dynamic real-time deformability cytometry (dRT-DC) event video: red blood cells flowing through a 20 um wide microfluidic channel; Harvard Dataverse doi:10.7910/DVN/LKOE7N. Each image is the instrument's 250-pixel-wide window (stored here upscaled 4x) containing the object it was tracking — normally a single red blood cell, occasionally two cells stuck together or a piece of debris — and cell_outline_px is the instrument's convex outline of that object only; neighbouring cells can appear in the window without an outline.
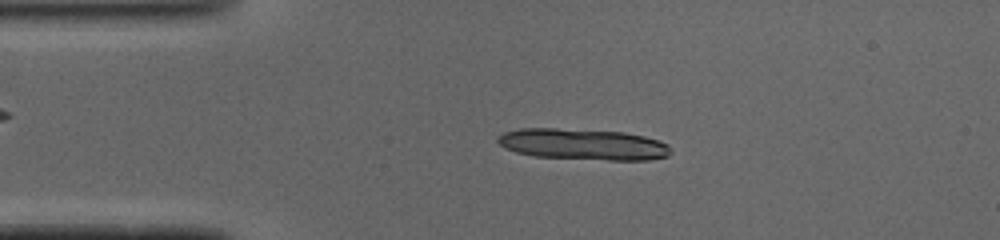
{"species": "common noctule bat (a hibernating species)", "species_latin": "Nyctalus noctula", "temperature_condition": "cold", "stored_images_in_passage": 21, "segment_of_instrument_passage": [1, 2], "camera_frame_rate_fps": 3000, "um_per_image_px": 0.085, "animal": {"sex": "male", "body_mass_g": 19.0, "forearm_length_mm": 50.8}, "frame": {"image": 1, "passage_image": 2, "time_ms": 0.333, "image_size_px": [1000, 240], "cell_outline_px": [[672, 152], [668, 156], [648, 160], [608, 160], [536, 156], [516, 152], [504, 148], [496, 140], [496, 136], [504, 132], [520, 128], [556, 128], [624, 132], [644, 136], [660, 140], [668, 144]], "centroid_in_image_um": [49.57, 12.26], "position_along_channel_um": 35.4, "area_um2": 31.56}}